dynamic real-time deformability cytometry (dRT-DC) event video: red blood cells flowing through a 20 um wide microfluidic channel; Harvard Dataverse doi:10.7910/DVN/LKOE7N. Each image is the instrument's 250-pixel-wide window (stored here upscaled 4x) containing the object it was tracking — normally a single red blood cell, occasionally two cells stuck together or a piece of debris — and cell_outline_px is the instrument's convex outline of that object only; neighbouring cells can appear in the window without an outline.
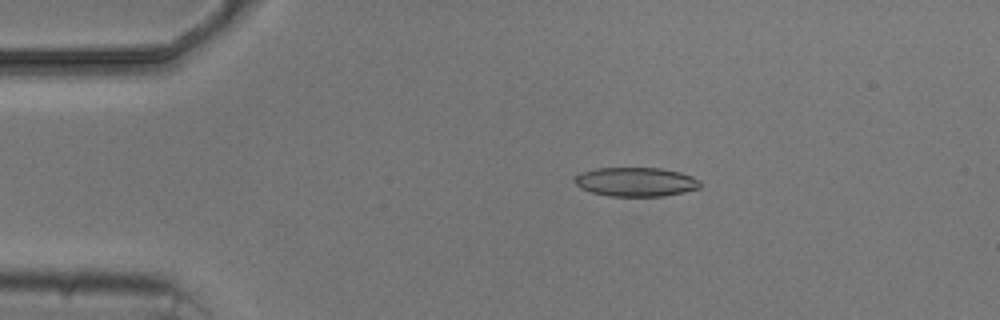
{"species": "common noctule bat (a hibernating species)", "species_latin": "Nyctalus noctula", "temperature_condition": "cold", "stored_images_in_passage": 5, "camera_frame_rate_fps": 3000, "um_per_image_px": 0.085, "animal": {"sex": "male", "body_mass_g": 20.5, "forearm_length_mm": 52.5}, "frame": {"image": 1, "passage_image": 3, "time_ms": 2.667, "image_size_px": [1000, 320], "cell_outline_px": [[700, 188], [684, 192], [664, 196], [608, 196], [592, 192], [580, 188], [576, 184], [576, 176], [584, 172], [596, 168], [660, 168], [680, 172], [692, 176], [700, 180]], "centroid_in_image_um": [54.09, 15.46], "position_along_channel_um": 30.9, "area_um2": 21.15}}
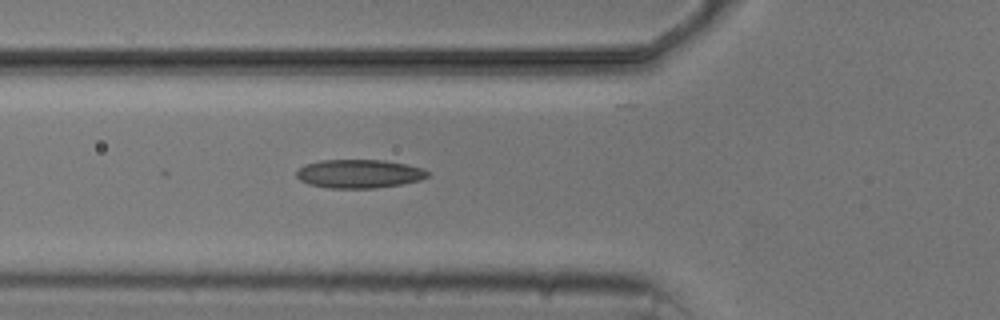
{"frame": {"image": 2, "passage_image": 5, "time_ms": 5.667, "image_size_px": [1000, 320], "cell_outline_px": [[428, 176], [420, 180], [400, 184], [376, 188], [328, 188], [308, 184], [300, 180], [296, 176], [296, 172], [304, 164], [320, 160], [384, 160], [424, 168], [428, 172]], "centroid_in_image_um": [30.5, 14.77], "position_along_channel_um": 95.3, "area_um2": 21.85}}